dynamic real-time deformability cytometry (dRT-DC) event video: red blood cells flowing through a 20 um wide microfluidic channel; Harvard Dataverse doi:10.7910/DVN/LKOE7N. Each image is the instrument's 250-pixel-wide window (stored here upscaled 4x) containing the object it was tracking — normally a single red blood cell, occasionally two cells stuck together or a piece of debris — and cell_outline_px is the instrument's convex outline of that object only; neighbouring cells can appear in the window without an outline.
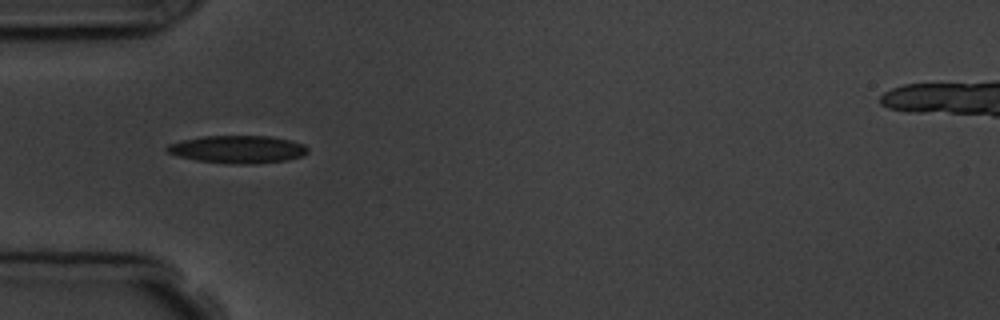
{"species": "common noctule bat (a hibernating species)", "species_latin": "Nyctalus noctula", "temperature_condition": "room temperature", "stored_images_in_passage": 3, "camera_frame_rate_fps": 3000, "um_per_image_px": 0.085, "animal": {"sex": "male", "body_mass_g": 19.5, "forearm_length_mm": 54.6}, "frame": {"image": 1, "passage_image": 1, "time_ms": 0.0, "image_size_px": [1000, 320], "cell_outline_px": [[308, 152], [304, 156], [288, 160], [252, 164], [236, 164], [196, 160], [180, 156], [168, 152], [164, 148], [168, 144], [180, 140], [200, 136], [268, 136], [292, 140], [304, 144], [308, 148]], "centroid_in_image_um": [20.23, 12.68], "position_along_channel_um": 64.8, "area_um2": 22.83}}